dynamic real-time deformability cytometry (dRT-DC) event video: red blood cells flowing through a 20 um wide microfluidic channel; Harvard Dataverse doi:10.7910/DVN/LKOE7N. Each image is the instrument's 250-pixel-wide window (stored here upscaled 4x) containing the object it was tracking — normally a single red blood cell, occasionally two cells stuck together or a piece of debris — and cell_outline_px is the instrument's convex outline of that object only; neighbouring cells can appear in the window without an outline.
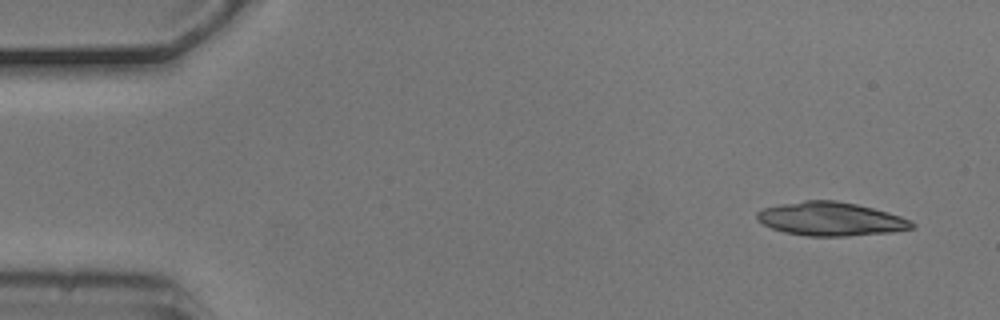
{"species": "common noctule bat (a hibernating species)", "species_latin": "Nyctalus noctula", "temperature_condition": "cold", "stored_images_in_passage": 4, "camera_frame_rate_fps": 3000, "um_per_image_px": 0.085, "animal": {"sex": "male", "body_mass_g": 20.5, "forearm_length_mm": 52.5}, "frame": {"image": 1, "passage_image": 1, "time_ms": 0.0, "image_size_px": [1000, 320], "cell_outline_px": [[916, 228], [892, 232], [848, 236], [808, 236], [784, 232], [772, 228], [756, 220], [756, 212], [764, 208], [780, 204], [804, 200], [836, 200], [856, 204], [888, 212], [912, 220], [916, 224]], "centroid_in_image_um": [70.64, 18.61], "position_along_channel_um": 14.4, "area_um2": 30.52}}
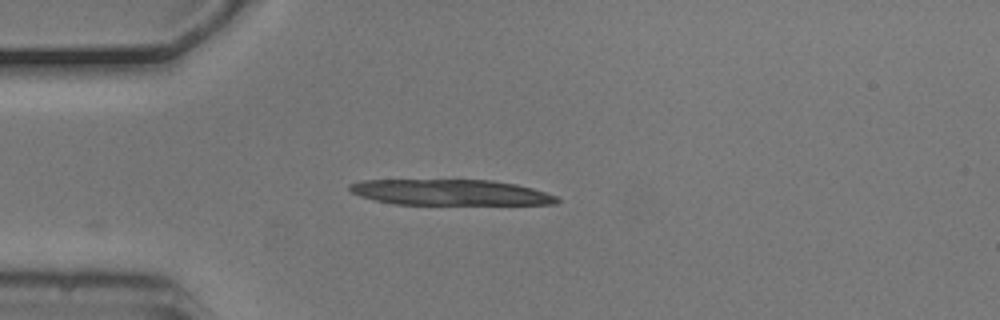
{"frame": {"image": 2, "passage_image": 4, "time_ms": 1.0, "image_size_px": [1000, 320], "cell_outline_px": [[560, 200], [556, 204], [392, 204], [360, 196], [352, 192], [348, 188], [348, 184], [360, 180], [492, 180], [516, 184], [532, 188], [556, 196]], "centroid_in_image_um": [38.25, 16.35], "position_along_channel_um": 46.8, "area_um2": 30.98}}